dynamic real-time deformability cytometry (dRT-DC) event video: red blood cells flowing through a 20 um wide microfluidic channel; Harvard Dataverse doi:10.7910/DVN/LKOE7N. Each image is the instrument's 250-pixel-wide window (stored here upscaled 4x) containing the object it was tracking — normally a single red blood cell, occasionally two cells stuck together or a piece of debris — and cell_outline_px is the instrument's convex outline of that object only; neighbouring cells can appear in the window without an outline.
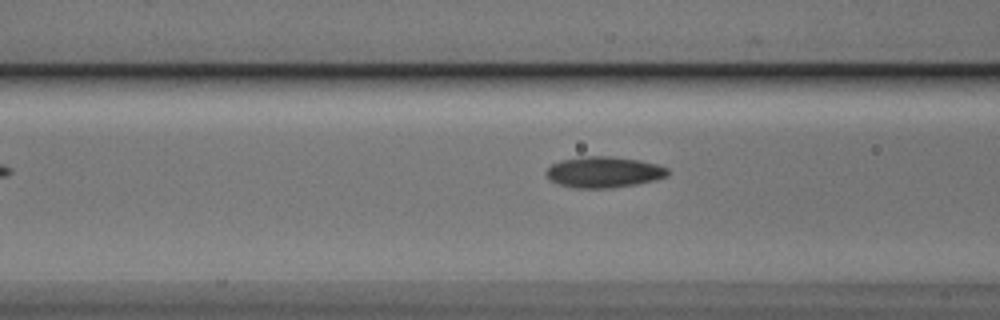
{"species": "Egyptian fruit bat (a non-hibernating species)", "species_latin": "Rousettus aegyptiacus", "temperature_condition": "cold", "stored_images_in_passage": 8, "camera_frame_rate_fps": 3000, "um_per_image_px": 0.085, "animal": {"sex": "male"}, "frame": {"image": 1, "passage_image": 6, "time_ms": 1.667, "image_size_px": [1000, 320], "cell_outline_px": [[668, 176], [636, 184], [608, 188], [576, 188], [560, 184], [552, 180], [544, 172], [552, 164], [560, 160], [580, 156], [608, 156], [640, 160], [656, 164], [668, 168]], "centroid_in_image_um": [51.31, 14.61], "position_along_channel_um": 115.3, "area_um2": 21.79}}